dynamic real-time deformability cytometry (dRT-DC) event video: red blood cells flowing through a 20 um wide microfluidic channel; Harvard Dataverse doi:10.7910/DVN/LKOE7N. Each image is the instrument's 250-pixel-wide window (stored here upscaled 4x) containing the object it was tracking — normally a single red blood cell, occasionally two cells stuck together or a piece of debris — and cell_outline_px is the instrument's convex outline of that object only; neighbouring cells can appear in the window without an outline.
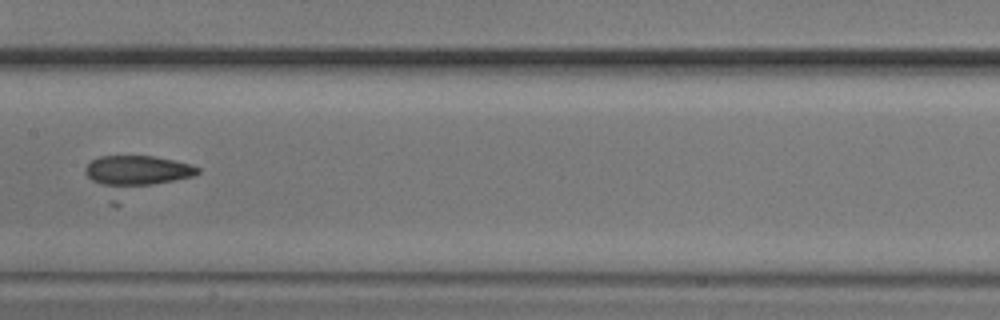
{"species": "common noctule bat (a hibernating species)", "species_latin": "Nyctalus noctula", "temperature_condition": "cold", "stored_images_in_passage": 8, "camera_frame_rate_fps": 3000, "um_per_image_px": 0.085, "animal": {"sex": "male", "body_mass_g": 20.5, "forearm_length_mm": 52.5}, "frame": {"image": 1, "passage_image": 7, "time_ms": 7.0, "image_size_px": [1000, 320], "cell_outline_px": [[200, 172], [192, 176], [120, 204], [108, 204], [84, 172], [84, 168], [92, 160], [100, 156], [152, 156], [172, 160], [188, 164], [200, 168]], "centroid_in_image_um": [11.44, 14.94], "position_along_channel_um": 196.0, "area_um2": 26.01}}
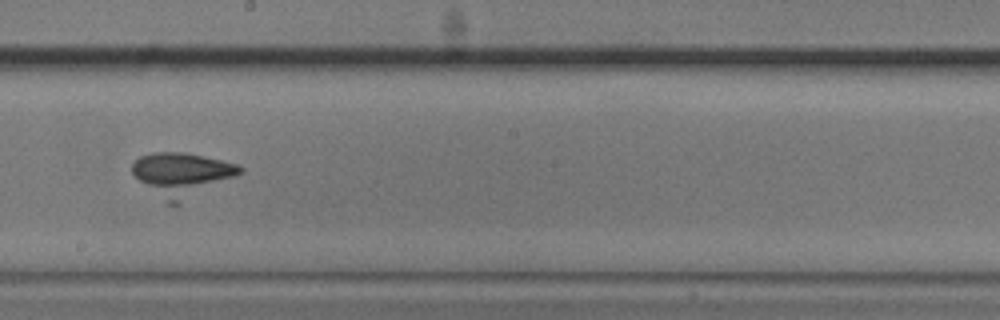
{"frame": {"image": 2, "passage_image": 8, "time_ms": 8.0, "image_size_px": [1000, 320], "cell_outline_px": [[244, 172], [180, 204], [168, 204], [140, 180], [132, 172], [132, 164], [140, 156], [152, 152], [184, 152], [220, 160], [236, 164], [244, 168]], "centroid_in_image_um": [15.49, 14.82], "position_along_channel_um": 232.7, "area_um2": 26.99}}